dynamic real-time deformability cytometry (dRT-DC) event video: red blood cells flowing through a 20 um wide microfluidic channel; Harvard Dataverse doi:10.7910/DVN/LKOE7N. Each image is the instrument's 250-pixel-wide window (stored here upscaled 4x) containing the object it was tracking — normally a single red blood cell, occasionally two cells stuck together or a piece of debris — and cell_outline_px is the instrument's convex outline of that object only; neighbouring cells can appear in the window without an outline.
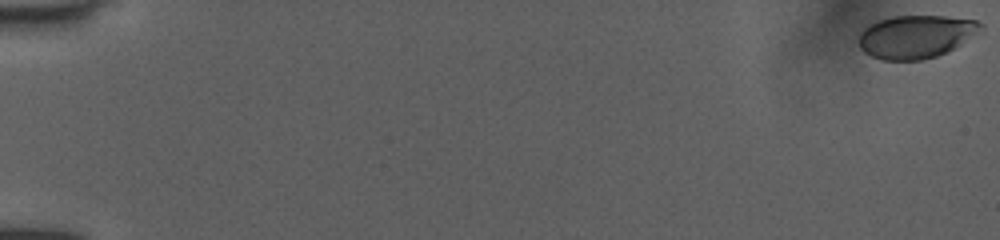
{"species": "human", "species_latin": "Homo sapiens", "temperature_condition": "room temperature", "stored_images_in_passage": 53, "camera_frame_rate_fps": 3000, "um_per_image_px": 0.085, "donor": {"sex": "female"}, "frame": {"image": 1, "passage_image": 1, "time_ms": 0.0, "image_size_px": [1000, 240], "cell_outline_px": [[984, 28], [948, 52], [936, 56], [920, 60], [880, 60], [864, 52], [860, 48], [860, 32], [864, 28], [880, 20], [892, 16], [944, 16], [976, 20], [984, 24]], "centroid_in_image_um": [77.87, 3.11], "position_along_channel_um": 7.1, "area_um2": 30.4}}
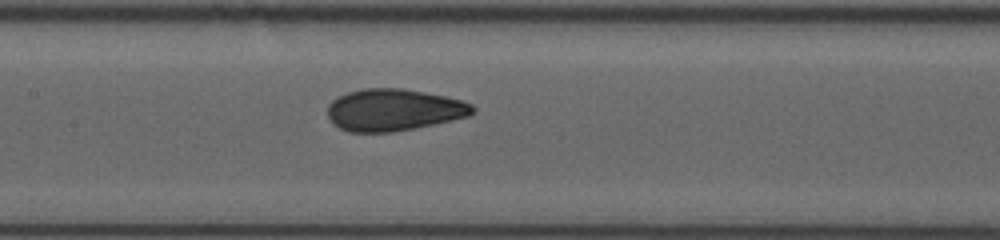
{"frame": {"image": 2, "passage_image": 28, "time_ms": 9.0, "image_size_px": [1000, 240], "cell_outline_px": [[476, 112], [468, 116], [452, 120], [392, 132], [348, 132], [332, 124], [328, 116], [328, 104], [336, 96], [348, 92], [364, 88], [404, 88], [444, 96], [460, 100], [472, 104], [476, 108]], "centroid_in_image_um": [33.44, 9.33], "position_along_channel_um": 174.0, "area_um2": 35.49}}
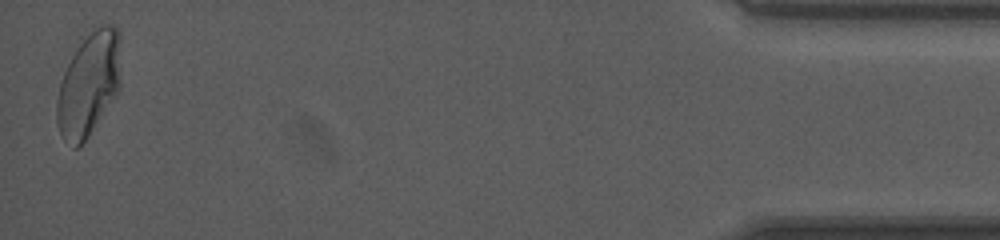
{"frame": {"image": 3, "passage_image": 53, "time_ms": 17.333, "image_size_px": [1000, 240], "cell_outline_px": [[120, 88], [88, 136], [76, 148], [72, 148], [60, 136], [56, 124], [56, 100], [60, 84], [64, 72], [72, 56], [80, 44], [100, 24], [112, 24], [120, 32]], "centroid_in_image_um": [7.54, 7.18], "position_along_channel_um": 427.7, "area_um2": 38.44}, "authors_computed_cell_mechanics": {"area_um2": 34.8534, "velocity_mm_per_s": 4.0009, "shape_relaxation_time_tau1_ms": 10.4906, "shape_relaxation_time_tau2_ms": 0.7215, "deformation_change_tau1": 0.2413, "deformation_change_tau2": 0.0622}}